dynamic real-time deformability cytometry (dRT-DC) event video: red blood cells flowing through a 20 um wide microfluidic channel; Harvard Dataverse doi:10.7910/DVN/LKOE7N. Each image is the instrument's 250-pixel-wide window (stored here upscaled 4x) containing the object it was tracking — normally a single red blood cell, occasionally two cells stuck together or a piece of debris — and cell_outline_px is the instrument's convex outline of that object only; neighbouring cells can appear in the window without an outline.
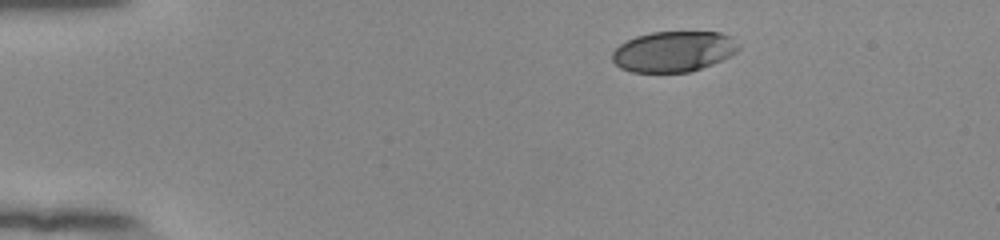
{"species": "human", "species_latin": "Homo sapiens", "temperature_condition": "room temperature", "stored_images_in_passage": 45, "camera_frame_rate_fps": 3000, "um_per_image_px": 0.085, "donor": {"sex": "female"}, "frame": {"image": 1, "passage_image": 1, "time_ms": 0.0, "image_size_px": [1000, 240], "cell_outline_px": [[712, 36], [704, 64], [696, 68], [680, 72], [640, 72], [628, 68], [620, 64], [616, 60], [616, 52], [624, 44], [632, 40], [644, 36], [660, 32], [712, 32]], "centroid_in_image_um": [56.58, 4.42], "position_along_channel_um": 28.4, "area_um2": 22.83}}
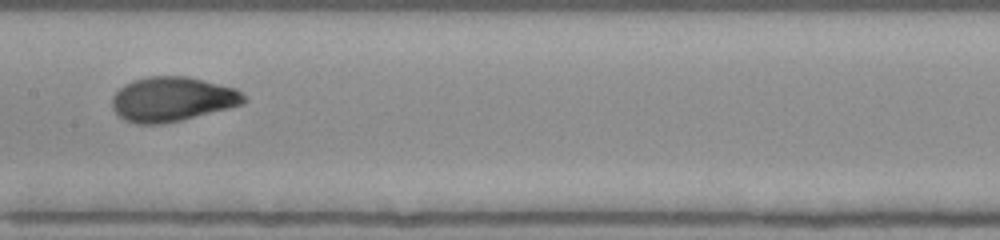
{"frame": {"image": 2, "passage_image": 20, "time_ms": 6.333, "image_size_px": [1000, 240], "cell_outline_px": [[240, 100], [232, 104], [180, 116], [156, 120], [144, 120], [128, 116], [120, 108], [120, 96], [128, 88], [140, 84], [160, 80], [188, 80], [224, 88], [236, 92], [240, 96]], "centroid_in_image_um": [14.75, 8.42], "position_along_channel_um": 192.7, "area_um2": 25.03}}
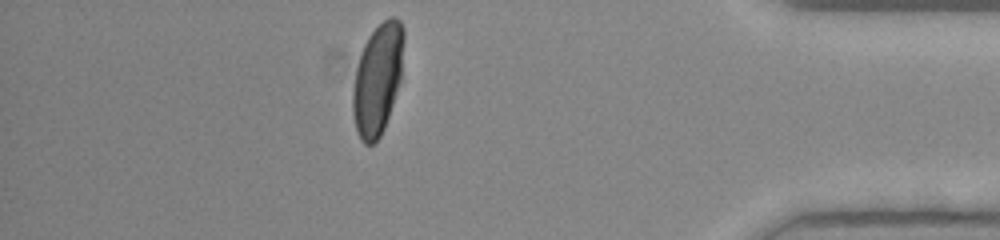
{"frame": {"image": 3, "passage_image": 39, "time_ms": 12.667, "image_size_px": [1000, 240], "cell_outline_px": [[400, 48], [396, 80], [388, 112], [384, 124], [380, 132], [368, 144], [364, 140], [360, 132], [356, 120], [356, 80], [360, 60], [364, 48], [372, 36], [388, 20], [396, 20], [400, 24]], "centroid_in_image_um": [32.06, 6.75], "position_along_channel_um": 403.1, "area_um2": 27.11}, "authors_computed_cell_mechanics": {"area_um2": 25.721, "velocity_mm_per_s": 3.8754, "shape_relaxation_time_tau1_ms": 10.9806, "shape_relaxation_time_tau2_ms": null, "deformation_change_tau1": 0.3419, "deformation_change_tau2": null}}